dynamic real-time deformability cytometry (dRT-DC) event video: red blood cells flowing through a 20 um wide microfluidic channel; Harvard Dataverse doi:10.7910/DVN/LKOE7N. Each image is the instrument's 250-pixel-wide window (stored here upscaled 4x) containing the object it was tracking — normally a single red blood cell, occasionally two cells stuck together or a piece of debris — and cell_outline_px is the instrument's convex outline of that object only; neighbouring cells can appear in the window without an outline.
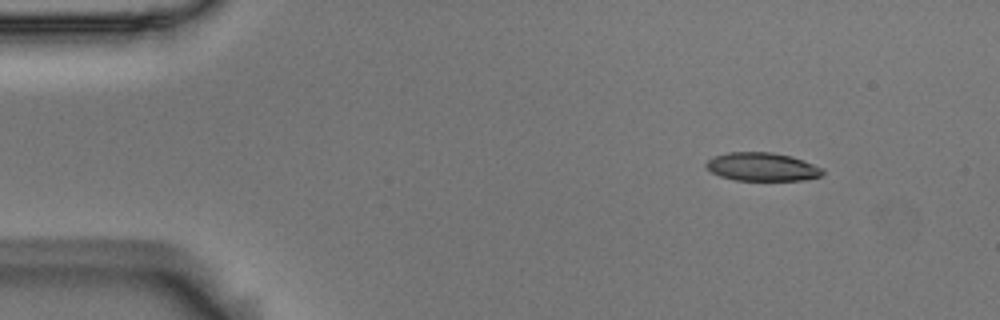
{"species": "Egyptian fruit bat (a non-hibernating species)", "species_latin": "Rousettus aegyptiacus", "temperature_condition": "room temperature", "stored_images_in_passage": 4, "camera_frame_rate_fps": 3000, "um_per_image_px": 0.085, "animal": {"sex": "male"}, "frame": {"image": 1, "passage_image": 1, "time_ms": 0.0, "image_size_px": [1000, 320], "cell_outline_px": [[824, 172], [820, 176], [804, 180], [736, 180], [720, 176], [712, 172], [704, 164], [708, 160], [716, 156], [728, 152], [772, 152], [792, 156], [824, 168]], "centroid_in_image_um": [64.81, 14.18], "position_along_channel_um": 20.2, "area_um2": 19.19}}